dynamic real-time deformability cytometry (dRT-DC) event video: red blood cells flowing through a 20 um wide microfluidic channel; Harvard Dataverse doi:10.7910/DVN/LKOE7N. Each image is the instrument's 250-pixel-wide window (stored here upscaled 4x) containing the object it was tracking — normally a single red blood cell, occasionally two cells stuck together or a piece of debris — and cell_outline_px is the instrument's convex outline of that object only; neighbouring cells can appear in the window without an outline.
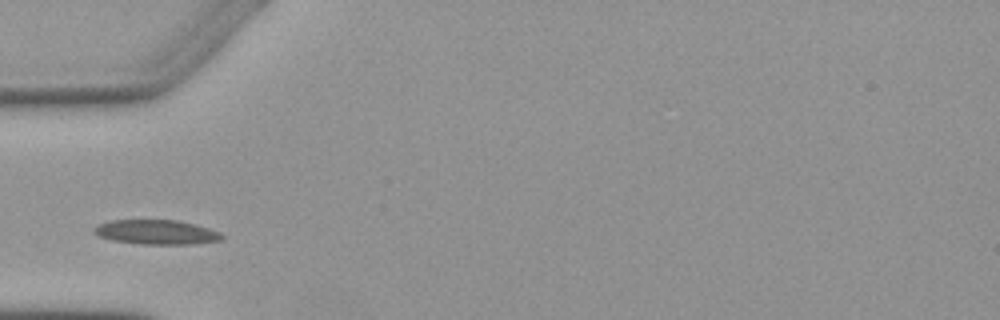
{"species": "Egyptian fruit bat (a non-hibernating species)", "species_latin": "Rousettus aegyptiacus", "temperature_condition": "warm", "stored_images_in_passage": 1, "camera_frame_rate_fps": 3000, "um_per_image_px": 0.085, "animal": {"sex": "female"}, "frame": {"image": 1, "passage_image": 1, "time_ms": 0.0, "image_size_px": [1000, 320], "cell_outline_px": [[224, 240], [196, 244], [140, 244], [112, 240], [100, 236], [92, 232], [92, 228], [96, 224], [108, 220], [180, 220], [196, 224], [220, 232], [224, 236]], "centroid_in_image_um": [13.3, 19.73], "position_along_channel_um": 71.7, "area_um2": 18.61}}